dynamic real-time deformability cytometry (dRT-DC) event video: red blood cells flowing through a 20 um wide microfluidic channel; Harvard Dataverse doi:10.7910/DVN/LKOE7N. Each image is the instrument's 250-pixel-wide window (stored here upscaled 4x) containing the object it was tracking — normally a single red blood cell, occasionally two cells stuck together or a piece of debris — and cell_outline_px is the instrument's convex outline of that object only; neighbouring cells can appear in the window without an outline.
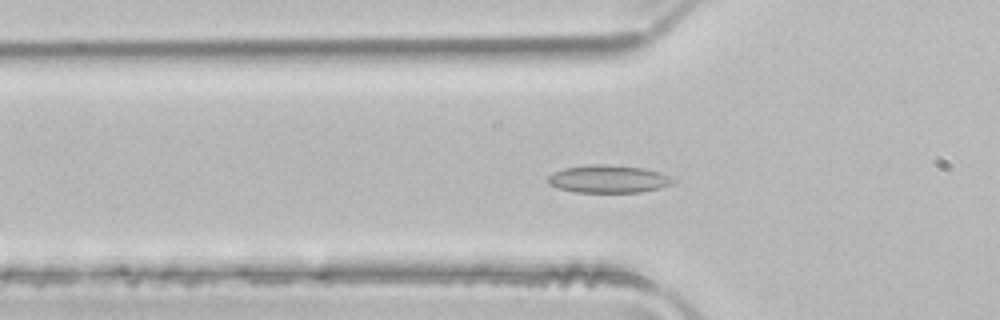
{"species": "common noctule bat (a hibernating species)", "species_latin": "Nyctalus noctula", "temperature_condition": "room temperature", "stored_images_in_passage": 45, "camera_frame_rate_fps": 3000, "um_per_image_px": 0.085, "animal": {"sex": "male", "body_mass_g": 21.5, "forearm_length_mm": 52.0}, "frame": {"image": 1, "passage_image": 16, "time_ms": 5.0, "image_size_px": [1000, 320], "cell_outline_px": [[676, 180], [672, 184], [660, 188], [640, 192], [576, 192], [556, 188], [548, 184], [548, 176], [564, 168], [588, 164], [608, 164], [644, 168], [660, 172]], "centroid_in_image_um": [51.71, 15.21], "position_along_channel_um": 74.1, "area_um2": 20.29}}
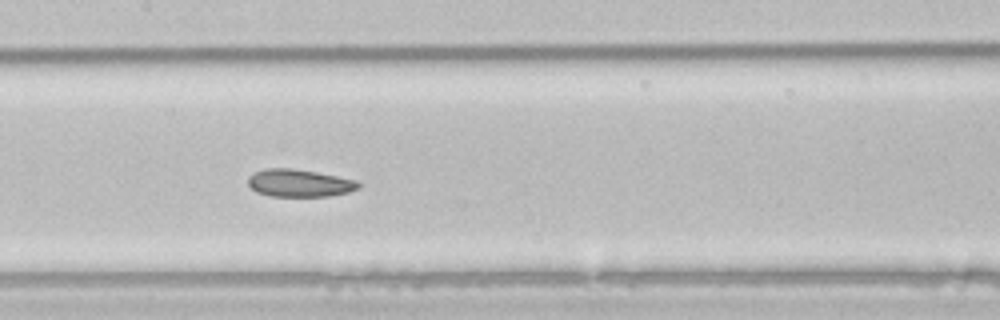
{"frame": {"image": 2, "passage_image": 24, "time_ms": 7.667, "image_size_px": [1000, 320], "cell_outline_px": [[360, 188], [348, 192], [328, 196], [268, 196], [256, 192], [248, 184], [248, 176], [264, 168], [292, 168], [316, 172], [356, 180], [360, 184]], "centroid_in_image_um": [25.42, 15.56], "position_along_channel_um": 182.0, "area_um2": 17.69}}
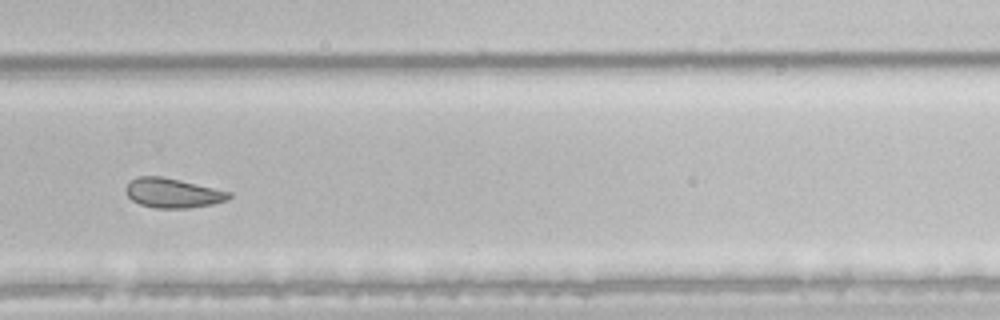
{"frame": {"image": 3, "passage_image": 34, "time_ms": 11.0, "image_size_px": [1000, 320], "cell_outline_px": [[232, 196], [228, 200], [212, 204], [188, 208], [156, 208], [140, 204], [132, 200], [124, 192], [124, 188], [136, 176], [160, 176], [180, 180], [232, 192]], "centroid_in_image_um": [14.68, 16.4], "position_along_channel_um": 315.1, "area_um2": 17.8}, "authors_computed_cell_mechanics": {"area_um2": 20.2878, "velocity_mm_per_s": 4.016, "shape_relaxation_time_tau1_ms": 7.822, "shape_relaxation_time_tau2_ms": 2.7723, "deformation_change_tau1": 0.1248, "deformation_change_tau2": 0.0809}}